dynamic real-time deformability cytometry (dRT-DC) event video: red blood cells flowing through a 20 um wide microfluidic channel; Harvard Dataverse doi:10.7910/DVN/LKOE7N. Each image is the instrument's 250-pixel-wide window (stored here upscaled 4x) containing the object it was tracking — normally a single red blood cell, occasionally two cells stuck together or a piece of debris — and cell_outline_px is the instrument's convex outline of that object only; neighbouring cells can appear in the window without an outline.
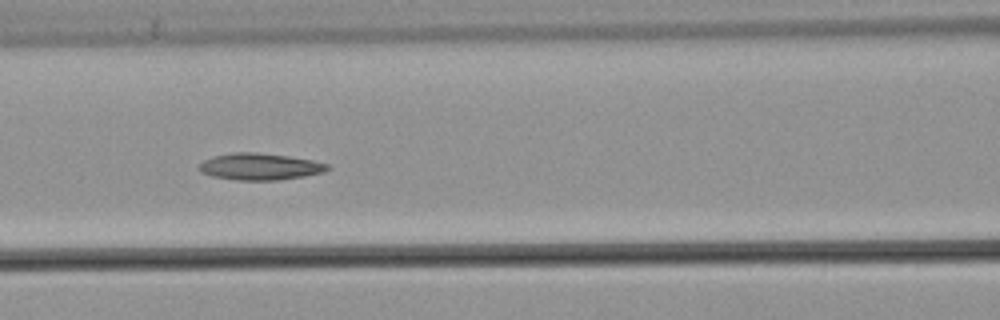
{"species": "common noctule bat (a hibernating species)", "species_latin": "Nyctalus noctula", "temperature_condition": "warm", "stored_images_in_passage": 45, "camera_frame_rate_fps": 3000, "um_per_image_px": 0.085, "animal": {"sex": "male", "body_mass_g": 21.5, "forearm_length_mm": 52.0}, "frame": {"image": 1, "passage_image": 20, "time_ms": 6.333, "image_size_px": [1000, 320], "cell_outline_px": [[332, 168], [324, 172], [304, 176], [276, 180], [236, 180], [212, 176], [200, 172], [196, 168], [204, 160], [212, 156], [232, 152], [256, 152], [288, 156], [312, 160], [328, 164]], "centroid_in_image_um": [22.07, 14.16], "position_along_channel_um": 144.5, "area_um2": 20.11}, "authors_computed_cell_mechanics": {"area_um2": 19.8832, "velocity_mm_per_s": 3.8365, "shape_relaxation_time_tau1_ms": null, "shape_relaxation_time_tau2_ms": 4.7708, "deformation_change_tau1": null, "deformation_change_tau2": 0.1275}}